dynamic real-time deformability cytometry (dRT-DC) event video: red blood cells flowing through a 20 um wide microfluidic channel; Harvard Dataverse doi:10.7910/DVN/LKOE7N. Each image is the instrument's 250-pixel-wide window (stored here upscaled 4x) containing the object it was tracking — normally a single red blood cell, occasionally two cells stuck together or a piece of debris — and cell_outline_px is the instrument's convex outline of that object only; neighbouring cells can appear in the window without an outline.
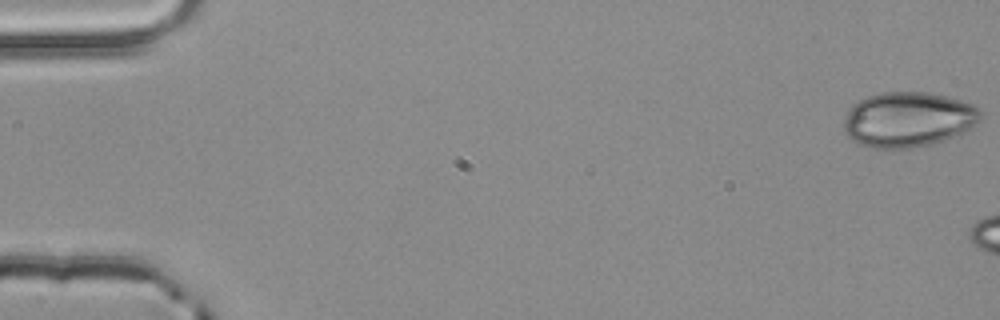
{"species": "common noctule bat (a hibernating species)", "species_latin": "Nyctalus noctula", "temperature_condition": "room temperature", "stored_images_in_passage": 7, "camera_frame_rate_fps": 3000, "um_per_image_px": 0.085, "animal": {"sex": "male", "body_mass_g": 20.4}, "frame": {"image": 1, "passage_image": 1, "time_ms": 0.0, "image_size_px": [1000, 320], "cell_outline_px": [[980, 120], [972, 128], [964, 132], [928, 144], [908, 148], [868, 148], [856, 144], [848, 136], [844, 128], [844, 116], [848, 108], [852, 104], [868, 96], [884, 92], [928, 92], [948, 96], [972, 104], [980, 108]], "centroid_in_image_um": [77.16, 10.15], "position_along_channel_um": 7.8, "area_um2": 43.99}}